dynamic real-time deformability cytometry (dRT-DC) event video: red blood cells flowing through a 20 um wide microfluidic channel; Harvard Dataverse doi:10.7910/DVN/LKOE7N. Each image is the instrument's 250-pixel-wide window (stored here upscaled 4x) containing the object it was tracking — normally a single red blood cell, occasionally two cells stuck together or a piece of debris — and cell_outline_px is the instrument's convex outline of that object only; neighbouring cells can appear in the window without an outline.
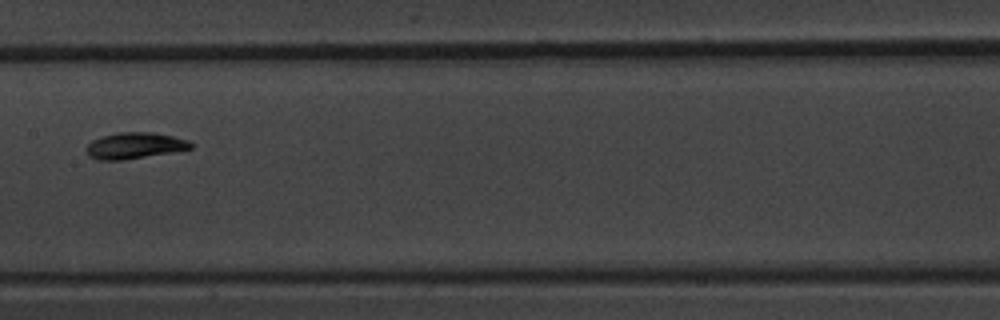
{"species": "common noctule bat (a hibernating species)", "species_latin": "Nyctalus noctula", "temperature_condition": "warm", "stored_images_in_passage": 10, "camera_frame_rate_fps": 3000, "um_per_image_px": 0.085, "animal": {"sex": "male", "body_mass_g": 20.1, "forearm_length_mm": 53.5}, "frame": {"image": 1, "passage_image": 9, "time_ms": 10.333, "image_size_px": [1000, 320], "cell_outline_px": [[192, 148], [124, 160], [96, 160], [88, 156], [84, 148], [92, 140], [104, 136], [120, 132], [152, 132], [172, 136], [188, 140], [192, 144]], "centroid_in_image_um": [11.38, 12.38], "position_along_channel_um": 196.0, "area_um2": 15.84}}
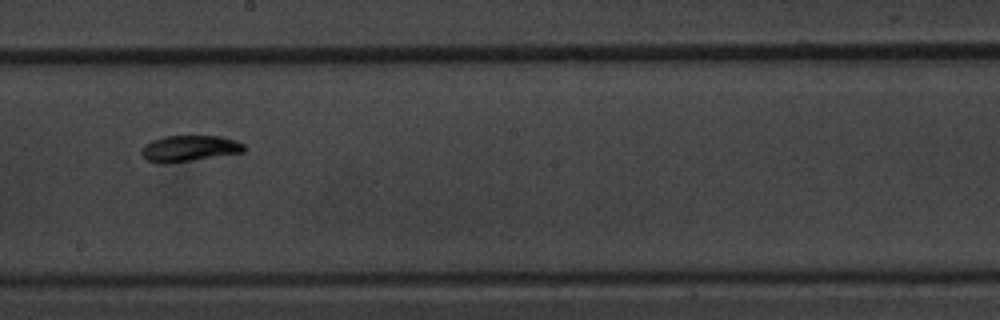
{"frame": {"image": 2, "passage_image": 10, "time_ms": 11.333, "image_size_px": [1000, 320], "cell_outline_px": [[244, 152], [192, 160], [164, 164], [160, 164], [148, 160], [140, 152], [144, 144], [152, 140], [164, 136], [220, 136], [236, 140], [244, 144]], "centroid_in_image_um": [16.08, 12.61], "position_along_channel_um": 232.1, "area_um2": 15.55}}